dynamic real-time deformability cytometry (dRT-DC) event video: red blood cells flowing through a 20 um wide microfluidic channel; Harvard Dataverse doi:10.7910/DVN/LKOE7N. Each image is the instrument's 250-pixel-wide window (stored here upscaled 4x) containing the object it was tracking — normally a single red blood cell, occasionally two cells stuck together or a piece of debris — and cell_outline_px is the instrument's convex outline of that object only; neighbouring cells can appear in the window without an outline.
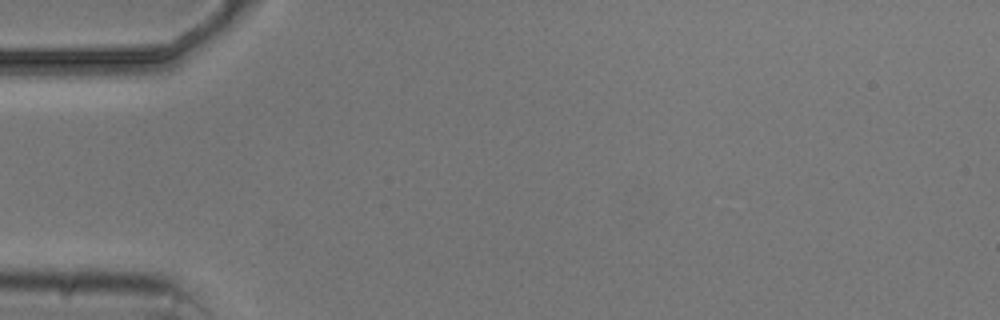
{"species": "common noctule bat (a hibernating species)", "species_latin": "Nyctalus noctula", "temperature_condition": "cold", "stored_images_in_passage": 3, "camera_frame_rate_fps": 3000, "um_per_image_px": 0.085, "animal": {"sex": "male", "body_mass_g": 20.5, "forearm_length_mm": 52.5}, "frame": {"image": 1, "passage_image": 1, "time_ms": 0.0, "image_size_px": [1000, 320], "cell_outline_px": [[160, 60], [116, 80], [36, 80], [36, 76], [44, 64], [48, 60], [84, 52], [152, 52], [160, 56]], "centroid_in_image_um": [8.15, 5.6], "position_along_channel_um": 76.9, "area_um2": 19.42}}